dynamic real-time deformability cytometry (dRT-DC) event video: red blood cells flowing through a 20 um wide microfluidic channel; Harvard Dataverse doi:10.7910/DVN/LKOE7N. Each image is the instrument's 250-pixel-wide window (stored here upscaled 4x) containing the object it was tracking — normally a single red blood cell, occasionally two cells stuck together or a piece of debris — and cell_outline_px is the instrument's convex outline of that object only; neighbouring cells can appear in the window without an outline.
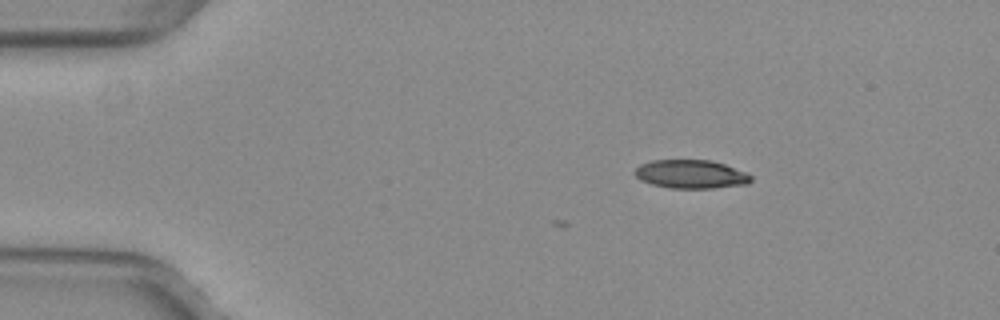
{"species": "common noctule bat (a hibernating species)", "species_latin": "Nyctalus noctula", "temperature_condition": "warm", "stored_images_in_passage": 4, "camera_frame_rate_fps": 3000, "um_per_image_px": 0.085, "animal": {"sex": "female", "body_mass_g": 29.2, "forearm_length_mm": 56.3}, "frame": {"image": 1, "passage_image": 1, "time_ms": 0.0, "image_size_px": [1000, 320], "cell_outline_px": [[752, 180], [748, 184], [712, 188], [668, 188], [652, 184], [640, 180], [636, 176], [636, 168], [640, 164], [652, 160], [712, 160], [724, 164], [744, 172], [752, 176]], "centroid_in_image_um": [58.73, 14.81], "position_along_channel_um": 26.3, "area_um2": 19.25}}